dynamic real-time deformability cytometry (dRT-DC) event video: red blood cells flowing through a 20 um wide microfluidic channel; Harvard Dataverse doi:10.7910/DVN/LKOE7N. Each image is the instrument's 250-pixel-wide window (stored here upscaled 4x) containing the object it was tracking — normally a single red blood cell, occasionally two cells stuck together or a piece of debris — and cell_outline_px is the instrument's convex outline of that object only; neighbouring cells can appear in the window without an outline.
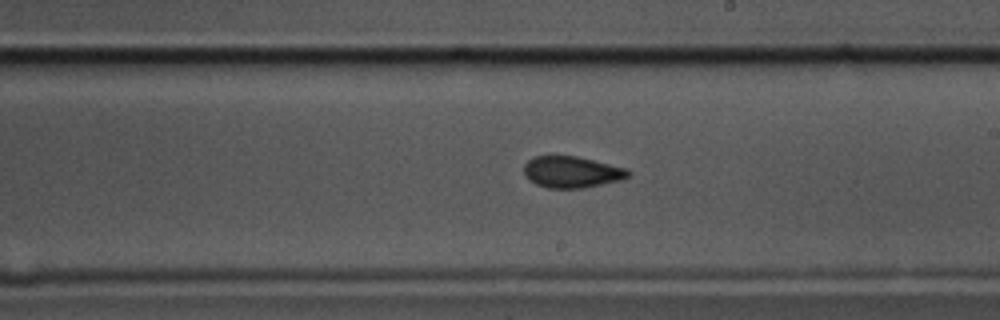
{"species": "common noctule bat (a hibernating species)", "species_latin": "Nyctalus noctula", "temperature_condition": "cold", "stored_images_in_passage": 58, "camera_frame_rate_fps": 3000, "um_per_image_px": 0.085, "animal": {"sex": "male", "body_mass_g": 17.5, "forearm_length_mm": 52.3}, "frame": {"image": 1, "passage_image": 33, "time_ms": 10.667, "image_size_px": [1000, 320], "cell_outline_px": [[632, 172], [624, 180], [584, 188], [548, 188], [536, 184], [524, 172], [524, 164], [532, 156], [576, 156], [628, 168]], "centroid_in_image_um": [48.66, 14.62], "position_along_channel_um": 240.3, "area_um2": 19.19}}
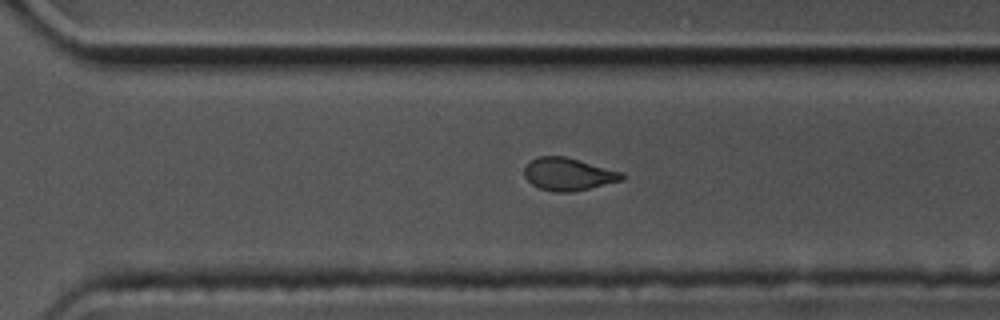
{"frame": {"image": 2, "passage_image": 40, "time_ms": 13.0, "image_size_px": [1000, 320], "cell_outline_px": [[628, 176], [624, 180], [572, 192], [552, 192], [540, 188], [532, 184], [524, 176], [524, 168], [532, 160], [540, 156], [564, 156], [624, 172]], "centroid_in_image_um": [48.36, 14.81], "position_along_channel_um": 322.2, "area_um2": 18.61}}
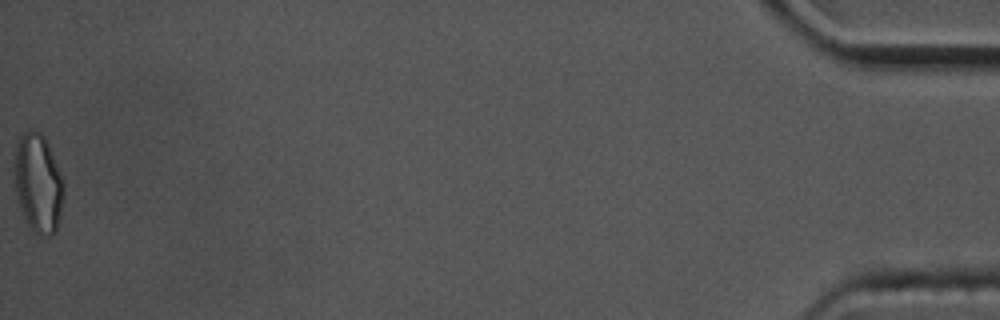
{"frame": {"image": 3, "passage_image": 58, "time_ms": 19.0, "image_size_px": [1000, 320], "cell_outline_px": [[64, 196], [60, 220], [56, 232], [48, 236], [40, 236], [28, 224], [24, 216], [16, 192], [12, 164], [16, 144], [20, 136], [28, 128], [32, 128], [40, 132], [44, 136], [48, 144], [64, 180]], "centroid_in_image_um": [3.25, 15.53], "position_along_channel_um": 432.0, "area_um2": 28.96}, "authors_computed_cell_mechanics": {"area_um2": 19.5364, "velocity_mm_per_s": 3.5099, "shape_relaxation_time_tau1_ms": 5.9824, "shape_relaxation_time_tau2_ms": 2.4613, "deformation_change_tau1": 0.1321, "deformation_change_tau2": 0.0651}}